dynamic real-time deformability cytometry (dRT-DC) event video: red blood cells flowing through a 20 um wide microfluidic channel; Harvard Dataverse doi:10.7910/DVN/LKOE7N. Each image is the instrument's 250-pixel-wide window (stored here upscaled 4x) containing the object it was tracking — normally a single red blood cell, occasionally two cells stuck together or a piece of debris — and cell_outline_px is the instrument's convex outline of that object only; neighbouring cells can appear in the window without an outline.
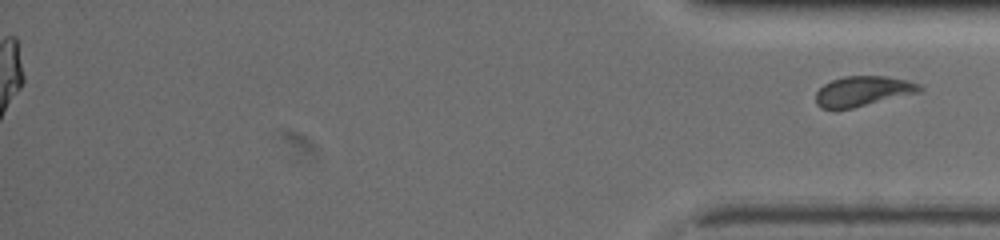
{"species": "common noctule bat (a hibernating species)", "species_latin": "Nyctalus noctula", "temperature_condition": "warm", "stored_images_in_passage": 70, "segment_of_instrument_passage": [2, 2], "camera_frame_rate_fps": 3000, "um_per_image_px": 0.085, "animal": {"sex": "female", "body_mass_g": 19.5, "forearm_length_mm": 54.1}, "frame": {"image": 1, "passage_image": 70, "time_ms": 23.0, "image_size_px": [1000, 240], "cell_outline_px": [[924, 88], [920, 92], [852, 108], [820, 108], [816, 104], [816, 92], [824, 84], [832, 80], [844, 76], [888, 76], [920, 84]], "centroid_in_image_um": [73.35, 7.74], "position_along_channel_um": 361.9, "area_um2": 18.03}}